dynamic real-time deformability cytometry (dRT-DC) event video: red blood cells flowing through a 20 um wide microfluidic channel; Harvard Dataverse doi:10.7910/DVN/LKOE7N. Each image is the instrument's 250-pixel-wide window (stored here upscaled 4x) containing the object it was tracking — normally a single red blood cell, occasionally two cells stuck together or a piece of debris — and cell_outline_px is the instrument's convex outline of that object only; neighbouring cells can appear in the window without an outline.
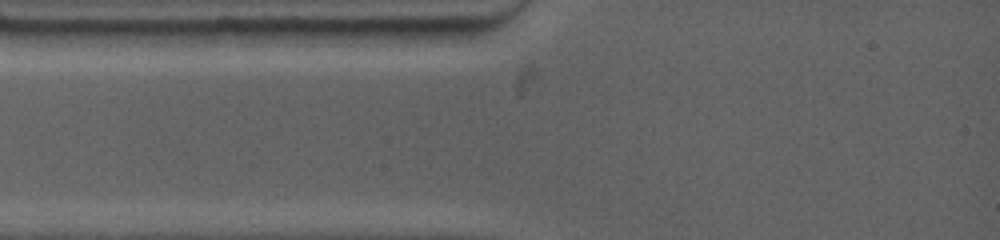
{"species": "common noctule bat (a hibernating species)", "species_latin": "Nyctalus noctula", "temperature_condition": "warm", "stored_images_in_passage": 3, "camera_frame_rate_fps": 4500, "um_per_image_px": 0.085, "animal": {"sex": "female", "body_mass_g": 19.0, "forearm_length_mm": 53.3}, "frame": {"image": 1, "passage_image": 1, "time_ms": 0.0, "image_size_px": [1000, 240], "cell_outline_px": [[472, 36], [456, 44], [416, 48], [380, 44], [372, 32], [372, 28], [472, 28]], "centroid_in_image_um": [35.8, 3.11], "position_along_channel_um": 49.2, "area_um2": 11.85}}